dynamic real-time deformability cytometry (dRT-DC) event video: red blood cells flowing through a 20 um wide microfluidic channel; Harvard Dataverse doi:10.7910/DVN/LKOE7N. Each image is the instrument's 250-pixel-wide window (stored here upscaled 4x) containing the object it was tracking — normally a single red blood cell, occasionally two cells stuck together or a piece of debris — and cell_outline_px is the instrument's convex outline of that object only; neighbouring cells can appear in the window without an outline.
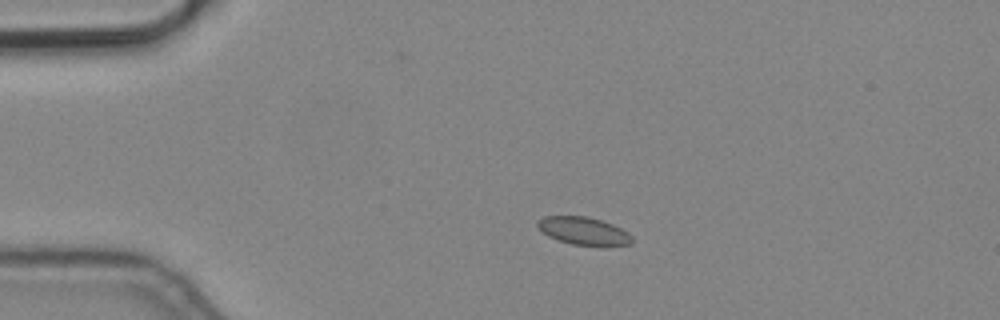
{"species": "common noctule bat (a hibernating species)", "species_latin": "Nyctalus noctula", "temperature_condition": "cold", "stored_images_in_passage": 4, "camera_frame_rate_fps": 3000, "um_per_image_px": 0.085, "animal": {"sex": "male", "body_mass_g": 19.2, "forearm_length_mm": 51.8}, "frame": {"image": 1, "passage_image": 2, "time_ms": 0.333, "image_size_px": [1000, 320], "cell_outline_px": [[632, 244], [608, 248], [572, 244], [556, 240], [548, 236], [536, 224], [536, 220], [544, 216], [588, 216], [612, 224], [628, 232], [632, 236]], "centroid_in_image_um": [49.65, 19.66], "position_along_channel_um": 35.3, "area_um2": 15.78}}
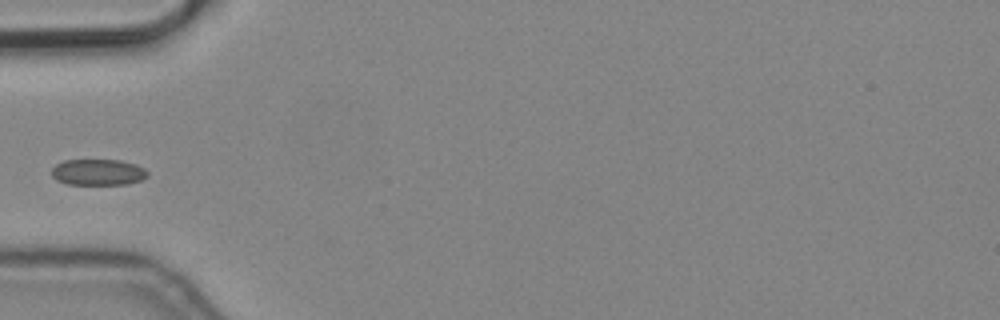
{"frame": {"image": 2, "passage_image": 4, "time_ms": 1.0, "image_size_px": [1000, 320], "cell_outline_px": [[148, 176], [140, 180], [128, 184], [68, 184], [56, 180], [52, 176], [52, 168], [56, 164], [64, 160], [120, 160], [136, 164], [144, 168], [148, 172]], "centroid_in_image_um": [8.34, 14.63], "position_along_channel_um": 76.7, "area_um2": 14.62}}